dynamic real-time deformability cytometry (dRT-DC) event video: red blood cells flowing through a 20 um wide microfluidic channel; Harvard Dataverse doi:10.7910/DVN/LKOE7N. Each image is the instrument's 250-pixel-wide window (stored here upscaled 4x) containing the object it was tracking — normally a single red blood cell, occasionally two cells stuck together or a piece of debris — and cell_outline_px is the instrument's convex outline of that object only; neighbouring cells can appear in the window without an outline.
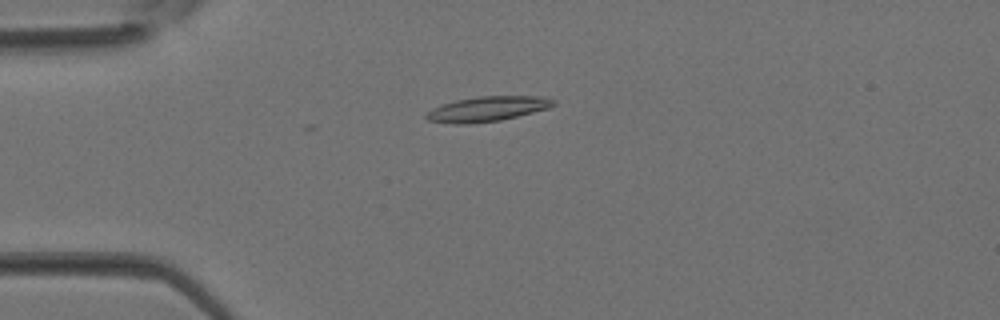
{"species": "Egyptian fruit bat (a non-hibernating species)", "species_latin": "Rousettus aegyptiacus", "temperature_condition": "room temperature", "stored_images_in_passage": 4, "camera_frame_rate_fps": 3000, "um_per_image_px": 0.085, "animal": {"sex": "female"}, "frame": {"image": 1, "passage_image": 3, "time_ms": 0.667, "image_size_px": [1000, 320], "cell_outline_px": [[556, 104], [548, 108], [500, 120], [464, 124], [460, 124], [428, 120], [424, 116], [432, 108], [456, 100], [480, 96], [540, 96], [556, 100]], "centroid_in_image_um": [41.44, 9.24], "position_along_channel_um": 43.6, "area_um2": 18.15}}
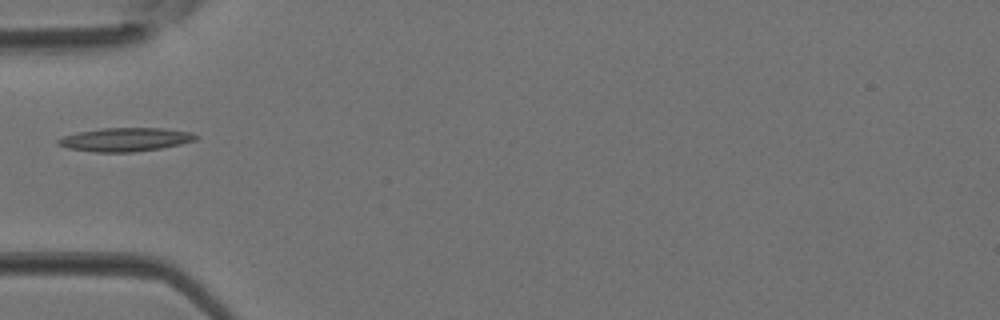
{"frame": {"image": 2, "passage_image": 4, "time_ms": 1.0, "image_size_px": [1000, 320], "cell_outline_px": [[200, 136], [196, 140], [180, 144], [160, 148], [132, 152], [96, 152], [68, 148], [56, 144], [56, 140], [64, 136], [80, 132], [100, 128], [160, 128], [192, 132]], "centroid_in_image_um": [10.67, 11.86], "position_along_channel_um": 74.3, "area_um2": 18.84}}